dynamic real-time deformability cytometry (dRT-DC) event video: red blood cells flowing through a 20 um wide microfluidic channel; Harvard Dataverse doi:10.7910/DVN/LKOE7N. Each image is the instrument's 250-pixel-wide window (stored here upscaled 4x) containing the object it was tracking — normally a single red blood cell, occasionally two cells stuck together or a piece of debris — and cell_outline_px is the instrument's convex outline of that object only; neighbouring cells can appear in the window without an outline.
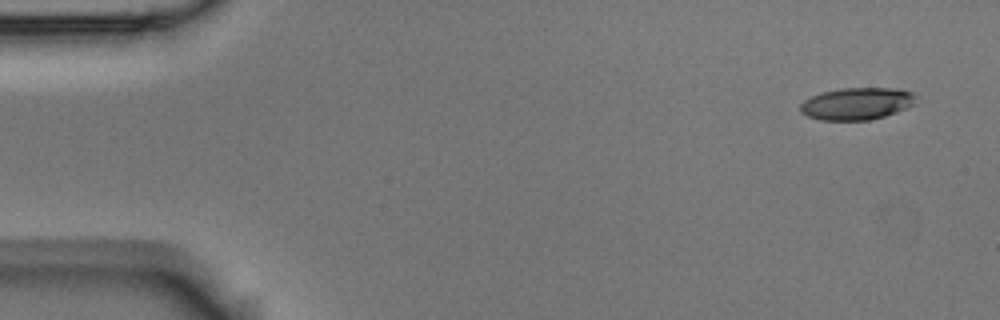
{"species": "Egyptian fruit bat (a non-hibernating species)", "species_latin": "Rousettus aegyptiacus", "temperature_condition": "room temperature", "stored_images_in_passage": 5, "camera_frame_rate_fps": 3000, "um_per_image_px": 0.085, "animal": {"sex": "male"}, "frame": {"image": 1, "passage_image": 1, "time_ms": 0.0, "image_size_px": [1000, 320], "cell_outline_px": [[916, 96], [912, 104], [896, 112], [884, 116], [868, 120], [820, 120], [808, 116], [800, 112], [800, 104], [804, 100], [812, 96], [824, 92], [840, 88], [900, 88], [912, 92]], "centroid_in_image_um": [72.81, 8.8], "position_along_channel_um": 12.2, "area_um2": 21.5}}
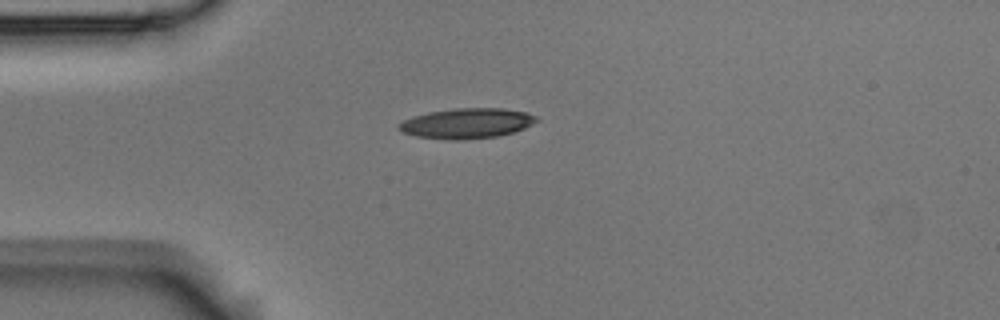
{"frame": {"image": 2, "passage_image": 4, "time_ms": 1.0, "image_size_px": [1000, 320], "cell_outline_px": [[540, 120], [524, 128], [512, 132], [496, 136], [464, 140], [448, 140], [416, 136], [400, 132], [396, 128], [404, 120], [412, 116], [428, 112], [456, 108], [504, 108], [524, 112], [536, 116]], "centroid_in_image_um": [39.65, 10.48], "position_along_channel_um": 45.4, "area_um2": 24.28}}